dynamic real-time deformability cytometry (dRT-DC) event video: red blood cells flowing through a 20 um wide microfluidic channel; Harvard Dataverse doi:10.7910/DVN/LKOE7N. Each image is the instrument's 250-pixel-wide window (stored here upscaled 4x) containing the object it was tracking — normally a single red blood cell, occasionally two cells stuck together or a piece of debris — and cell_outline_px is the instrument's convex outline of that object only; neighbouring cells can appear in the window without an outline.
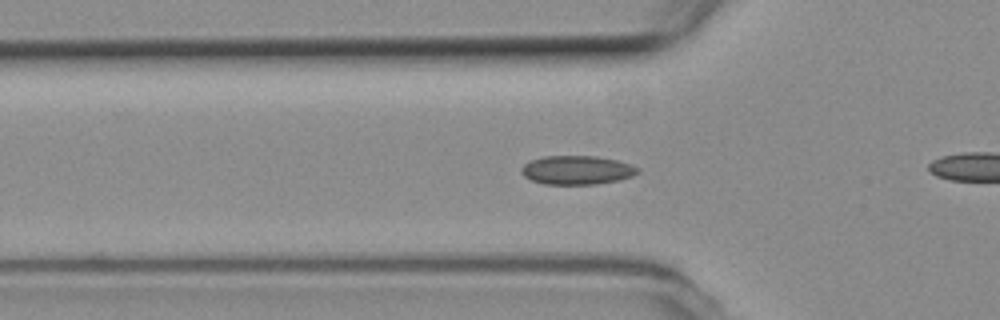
{"species": "common noctule bat (a hibernating species)", "species_latin": "Nyctalus noctula", "temperature_condition": "room temperature", "stored_images_in_passage": 41, "camera_frame_rate_fps": 3000, "um_per_image_px": 0.085, "animal": {"sex": "female", "body_mass_g": 19.3, "forearm_length_mm": 54.1}, "frame": {"image": 1, "passage_image": 3, "time_ms": 0.667, "image_size_px": [1000, 320], "cell_outline_px": [[640, 172], [632, 176], [620, 180], [596, 184], [544, 184], [532, 180], [524, 176], [520, 172], [520, 168], [524, 164], [532, 160], [544, 156], [596, 156], [616, 160], [628, 164], [636, 168]], "centroid_in_image_um": [49.01, 14.46], "position_along_channel_um": 76.8, "area_um2": 19.42}}
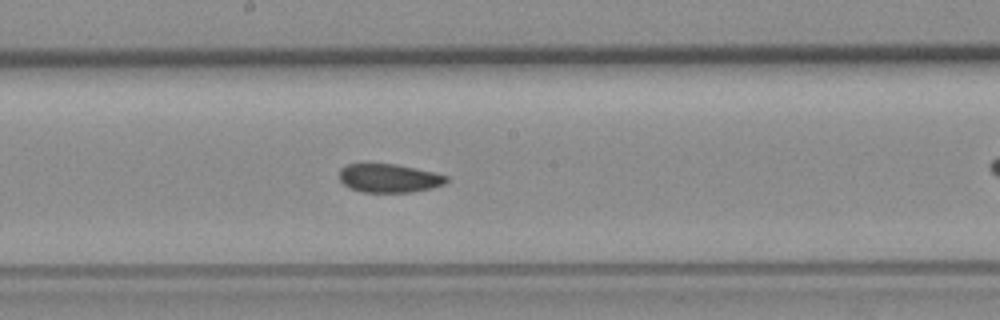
{"frame": {"image": 2, "passage_image": 14, "time_ms": 4.333, "image_size_px": [1000, 320], "cell_outline_px": [[448, 180], [444, 184], [432, 188], [412, 192], [360, 192], [348, 188], [340, 180], [340, 168], [348, 164], [396, 164], [432, 172], [448, 176]], "centroid_in_image_um": [33.05, 15.15], "position_along_channel_um": 215.1, "area_um2": 17.8}}
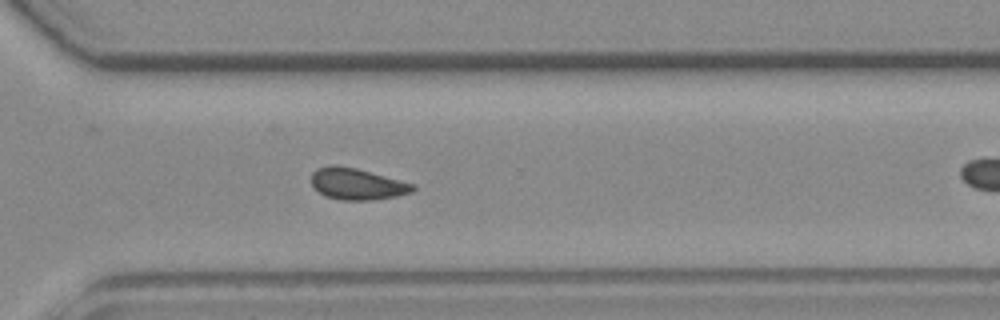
{"frame": {"image": 3, "passage_image": 24, "time_ms": 7.667, "image_size_px": [1000, 320], "cell_outline_px": [[416, 188], [412, 192], [396, 196], [372, 200], [340, 200], [324, 196], [312, 188], [312, 172], [316, 168], [356, 168], [416, 184]], "centroid_in_image_um": [30.39, 15.68], "position_along_channel_um": 340.2, "area_um2": 18.26}, "authors_computed_cell_mechanics": {"area_um2": 18.5538, "velocity_mm_per_s": 3.7602, "shape_relaxation_time_tau1_ms": null, "shape_relaxation_time_tau2_ms": 3.0653, "deformation_change_tau1": null, "deformation_change_tau2": 0.071}}